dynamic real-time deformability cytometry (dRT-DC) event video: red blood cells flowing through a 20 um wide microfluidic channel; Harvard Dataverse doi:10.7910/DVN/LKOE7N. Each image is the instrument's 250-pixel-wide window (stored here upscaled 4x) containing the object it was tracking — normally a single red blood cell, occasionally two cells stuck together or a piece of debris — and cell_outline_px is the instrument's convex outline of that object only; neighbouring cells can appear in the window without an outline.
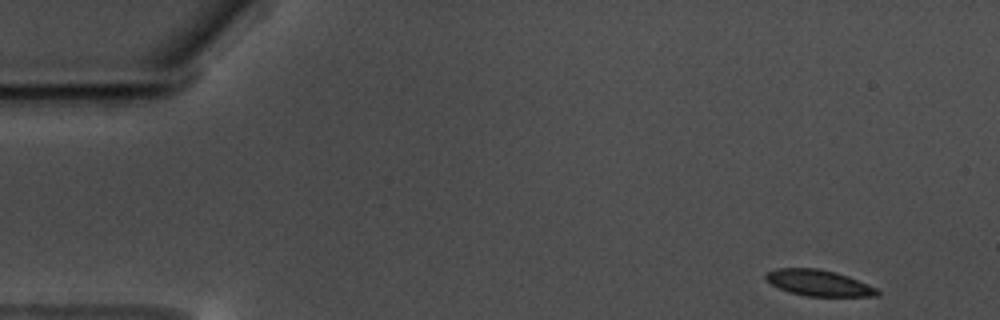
{"species": "common noctule bat (a hibernating species)", "species_latin": "Nyctalus noctula", "temperature_condition": "warm", "stored_images_in_passage": 55, "camera_frame_rate_fps": 3000, "um_per_image_px": 0.085, "animal": {"sex": "male", "body_mass_g": 17.5, "forearm_length_mm": 52.3}, "frame": {"image": 1, "passage_image": 1, "time_ms": 0.0, "image_size_px": [1000, 320], "cell_outline_px": [[880, 296], [808, 296], [788, 292], [772, 284], [764, 276], [764, 272], [776, 268], [820, 268], [836, 272], [848, 276], [868, 284], [876, 288], [880, 292]], "centroid_in_image_um": [69.58, 24.04], "position_along_channel_um": 15.4, "area_um2": 16.99}}
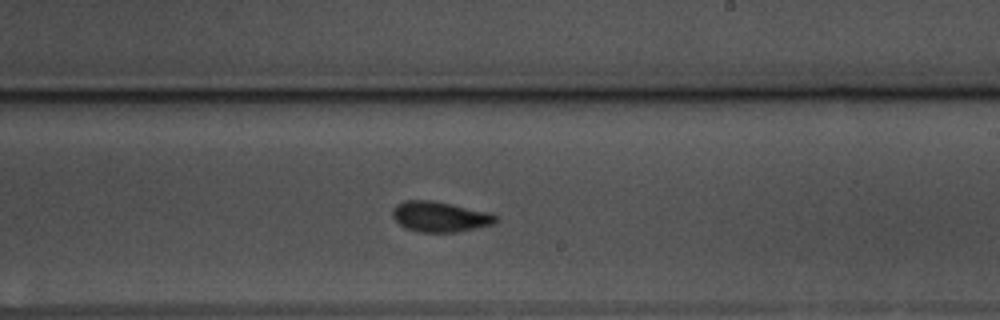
{"frame": {"image": 2, "passage_image": 31, "time_ms": 10.0, "image_size_px": [1000, 320], "cell_outline_px": [[496, 224], [456, 232], [416, 232], [400, 224], [392, 216], [392, 208], [396, 204], [404, 200], [432, 200], [488, 212], [496, 216]], "centroid_in_image_um": [37.37, 18.42], "position_along_channel_um": 251.6, "area_um2": 18.21}}
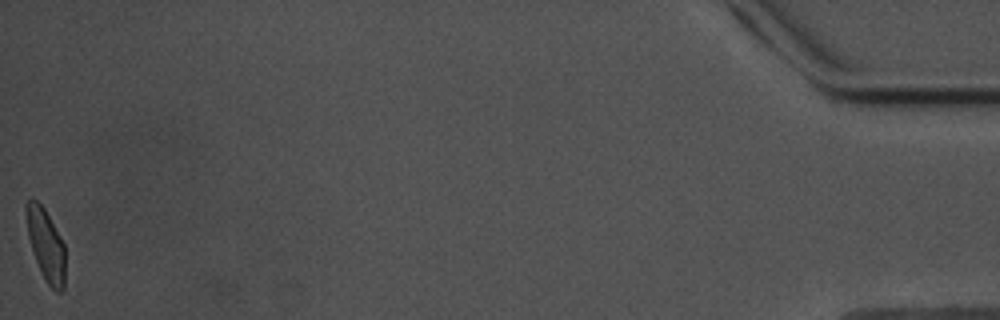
{"frame": {"image": 3, "passage_image": 55, "time_ms": 18.0, "image_size_px": [1000, 320], "cell_outline_px": [[64, 288], [60, 292], [56, 292], [44, 280], [40, 272], [28, 236], [24, 212], [24, 208], [28, 200], [36, 200], [44, 208], [60, 236], [64, 244]], "centroid_in_image_um": [3.88, 20.81], "position_along_channel_um": 431.3, "area_um2": 16.24}, "authors_computed_cell_mechanics": {"area_um2": 17.629, "velocity_mm_per_s": 3.501, "shape_relaxation_time_tau1_ms": 4.5977, "shape_relaxation_time_tau2_ms": 2.2755, "deformation_change_tau1": 0.1341, "deformation_change_tau2": 0.0629}}